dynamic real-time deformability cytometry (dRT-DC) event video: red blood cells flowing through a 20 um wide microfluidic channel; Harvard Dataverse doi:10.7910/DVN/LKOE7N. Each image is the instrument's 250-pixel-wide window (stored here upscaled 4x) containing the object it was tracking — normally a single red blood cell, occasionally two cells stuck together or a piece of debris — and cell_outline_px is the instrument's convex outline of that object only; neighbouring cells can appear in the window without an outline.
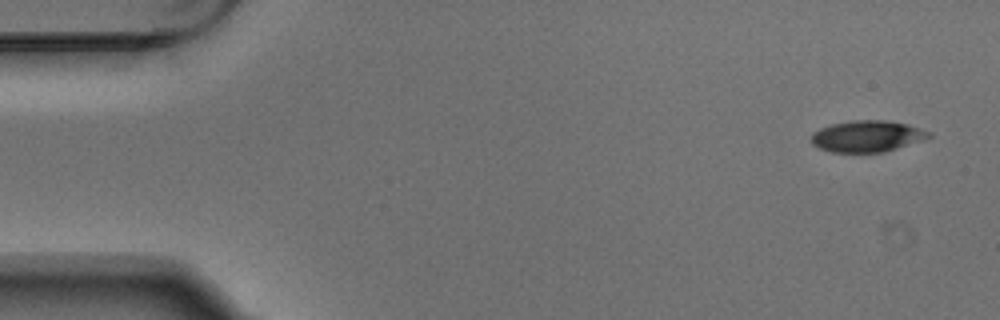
{"species": "Egyptian fruit bat (a non-hibernating species)", "species_latin": "Rousettus aegyptiacus", "temperature_condition": "warm", "stored_images_in_passage": 8, "camera_frame_rate_fps": 3000, "um_per_image_px": 0.085, "animal": {"sex": "male"}, "frame": {"image": 1, "passage_image": 1, "time_ms": 0.0, "image_size_px": [1000, 320], "cell_outline_px": [[932, 136], [884, 152], [832, 152], [820, 148], [812, 144], [812, 132], [820, 128], [832, 124], [856, 120], [884, 120], [908, 124], [932, 132]], "centroid_in_image_um": [73.7, 11.57], "position_along_channel_um": 11.3, "area_um2": 21.27}}
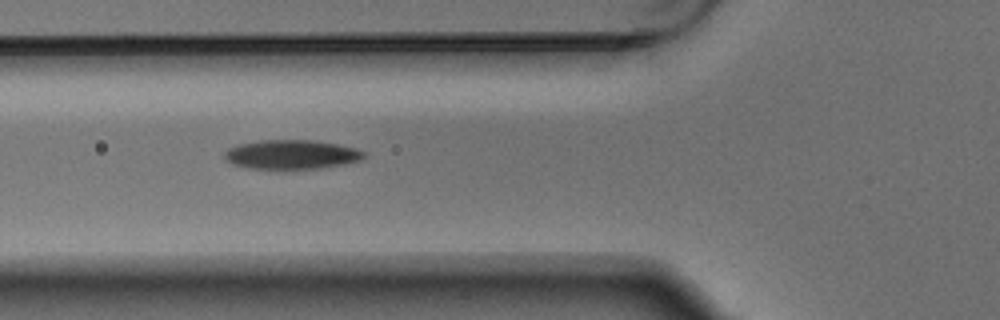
{"frame": {"image": 2, "passage_image": 5, "time_ms": 1.333, "image_size_px": [1000, 320], "cell_outline_px": [[368, 156], [360, 160], [344, 164], [324, 168], [248, 168], [232, 164], [224, 160], [224, 152], [228, 148], [240, 144], [260, 140], [312, 140], [336, 144], [356, 148], [364, 152]], "centroid_in_image_um": [24.77, 13.13], "position_along_channel_um": 101.0, "area_um2": 23.7}}
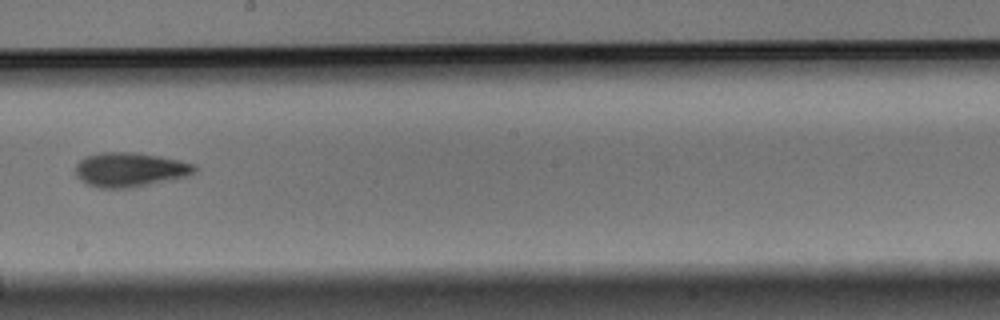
{"frame": {"image": 3, "passage_image": 8, "time_ms": 2.333, "image_size_px": [1000, 320], "cell_outline_px": [[196, 172], [188, 176], [128, 188], [100, 188], [88, 184], [80, 180], [72, 172], [76, 164], [84, 156], [100, 152], [136, 152], [160, 156], [180, 160], [196, 164]], "centroid_in_image_um": [11.01, 14.4], "position_along_channel_um": 237.2, "area_um2": 24.1}}